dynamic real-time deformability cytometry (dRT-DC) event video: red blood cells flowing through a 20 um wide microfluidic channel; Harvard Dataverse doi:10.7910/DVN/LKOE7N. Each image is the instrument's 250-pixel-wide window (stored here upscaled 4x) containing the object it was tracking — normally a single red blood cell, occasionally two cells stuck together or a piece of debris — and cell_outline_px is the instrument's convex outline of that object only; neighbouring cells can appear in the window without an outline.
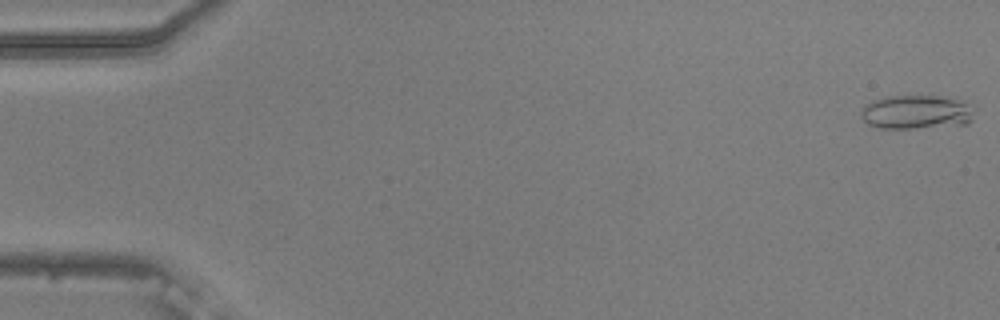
{"species": "common noctule bat (a hibernating species)", "species_latin": "Nyctalus noctula", "temperature_condition": "warm", "stored_images_in_passage": 8, "camera_frame_rate_fps": 3000, "um_per_image_px": 0.085, "animal": {"sex": "male", "body_mass_g": 20.5, "forearm_length_mm": 52.5}, "frame": {"image": 1, "passage_image": 1, "time_ms": 0.0, "image_size_px": [1000, 320], "cell_outline_px": [[972, 120], [968, 124], [912, 128], [880, 128], [868, 124], [860, 116], [860, 112], [864, 104], [872, 100], [888, 96], [948, 96], [964, 104], [972, 112]], "centroid_in_image_um": [77.8, 9.53], "position_along_channel_um": 7.2, "area_um2": 22.2}}